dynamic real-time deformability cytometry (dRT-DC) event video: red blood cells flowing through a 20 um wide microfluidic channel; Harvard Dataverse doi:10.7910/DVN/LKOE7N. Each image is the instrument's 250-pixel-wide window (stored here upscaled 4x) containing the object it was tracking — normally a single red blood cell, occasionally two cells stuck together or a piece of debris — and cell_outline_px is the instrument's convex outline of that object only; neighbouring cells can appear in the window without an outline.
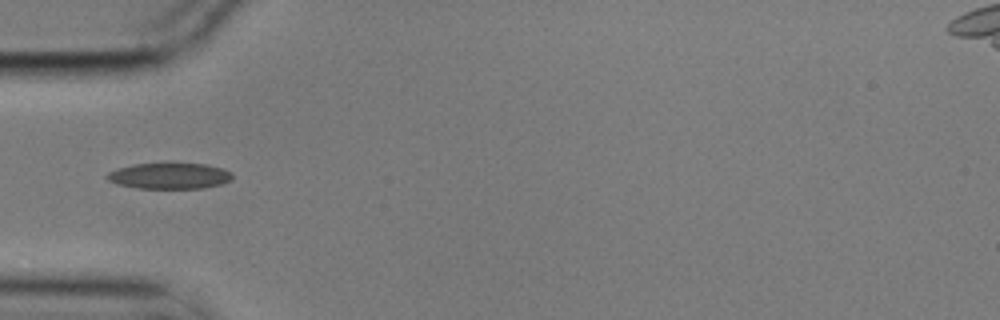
{"species": "common noctule bat (a hibernating species)", "species_latin": "Nyctalus noctula", "temperature_condition": "cold", "stored_images_in_passage": 3, "camera_frame_rate_fps": 3000, "um_per_image_px": 0.085, "animal": {"sex": "male", "body_mass_g": 17.9}, "frame": {"image": 1, "passage_image": 1, "time_ms": 0.0, "image_size_px": [1000, 320], "cell_outline_px": [[232, 180], [220, 184], [204, 188], [140, 188], [116, 184], [108, 180], [104, 176], [108, 172], [116, 168], [132, 164], [172, 160], [204, 164], [224, 168], [232, 172]], "centroid_in_image_um": [14.39, 14.89], "position_along_channel_um": 70.6, "area_um2": 20.0}}
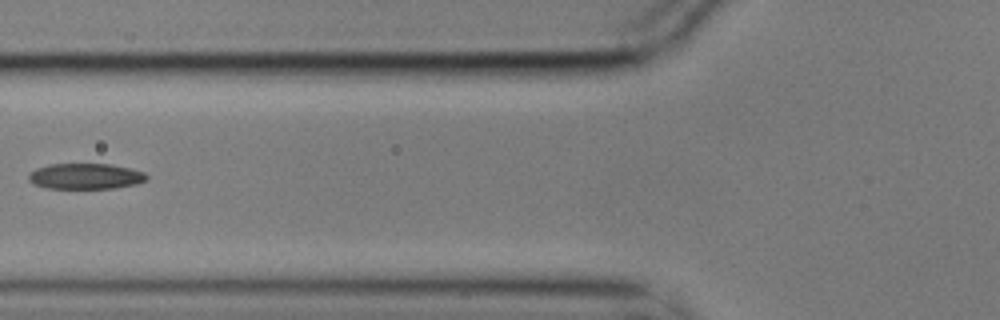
{"frame": {"image": 2, "passage_image": 2, "time_ms": 0.333, "image_size_px": [1000, 320], "cell_outline_px": [[148, 180], [136, 184], [112, 188], [44, 188], [32, 184], [28, 180], [28, 176], [36, 168], [48, 164], [112, 164], [132, 168], [144, 172], [148, 176]], "centroid_in_image_um": [7.28, 14.98], "position_along_channel_um": 118.5, "area_um2": 17.86}}
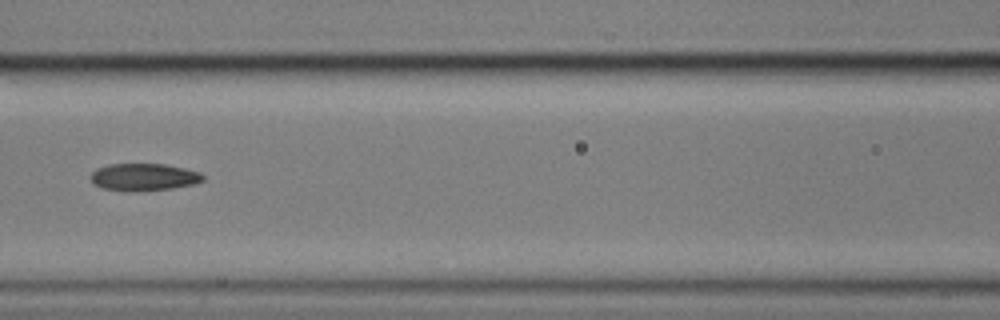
{"frame": {"image": 3, "passage_image": 3, "time_ms": 0.667, "image_size_px": [1000, 320], "cell_outline_px": [[204, 180], [192, 184], [172, 188], [132, 192], [100, 188], [92, 184], [88, 176], [96, 168], [108, 164], [164, 164], [184, 168], [200, 172], [204, 176]], "centroid_in_image_um": [12.15, 15.05], "position_along_channel_um": 154.5, "area_um2": 18.09}}